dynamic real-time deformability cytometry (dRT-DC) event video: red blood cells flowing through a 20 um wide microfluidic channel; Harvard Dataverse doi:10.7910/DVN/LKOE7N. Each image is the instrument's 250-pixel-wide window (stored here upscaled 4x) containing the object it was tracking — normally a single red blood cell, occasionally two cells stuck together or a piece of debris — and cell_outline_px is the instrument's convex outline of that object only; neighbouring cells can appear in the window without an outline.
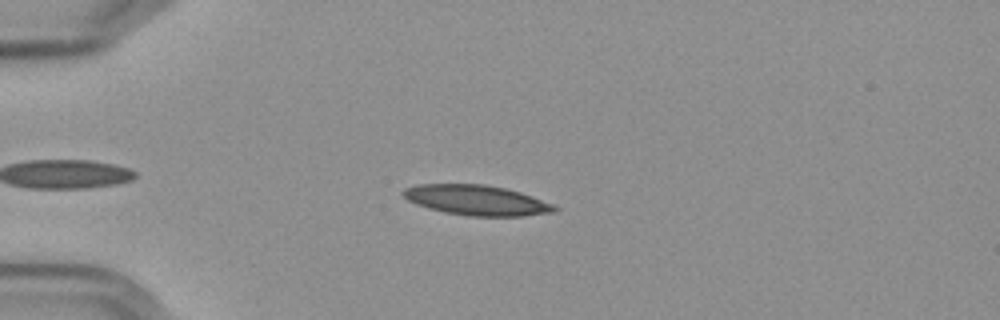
{"species": "Egyptian fruit bat (a non-hibernating species)", "species_latin": "Rousettus aegyptiacus", "temperature_condition": "cold", "stored_images_in_passage": 47, "camera_frame_rate_fps": 3000, "um_per_image_px": 0.085, "frame": {"image": 1, "passage_image": 9, "time_ms": 2.667, "image_size_px": [1000, 320], "cell_outline_px": [[560, 208], [552, 212], [524, 216], [472, 216], [448, 212], [416, 204], [408, 200], [400, 192], [404, 188], [416, 184], [484, 184], [504, 188], [520, 192], [532, 196], [552, 204]], "centroid_in_image_um": [40.51, 17.0], "position_along_channel_um": 44.5, "area_um2": 26.3}}
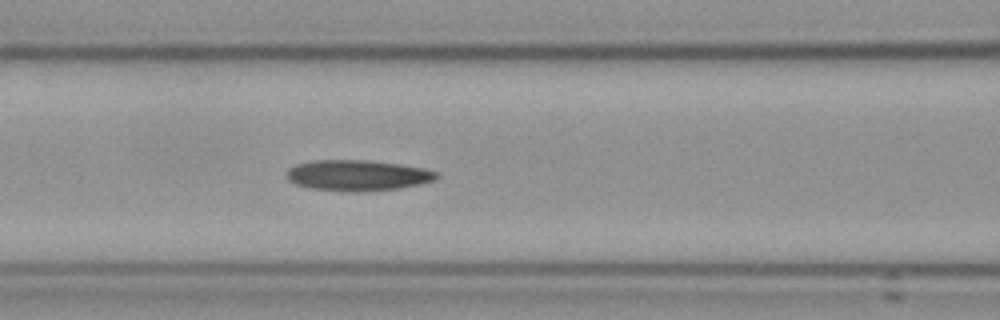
{"frame": {"image": 2, "passage_image": 19, "time_ms": 6.0, "image_size_px": [1000, 320], "cell_outline_px": [[440, 176], [432, 180], [420, 184], [400, 188], [360, 192], [348, 192], [312, 188], [296, 184], [288, 180], [288, 168], [296, 164], [312, 160], [364, 160], [400, 164], [424, 168], [436, 172]], "centroid_in_image_um": [30.39, 14.91], "position_along_channel_um": 136.2, "area_um2": 26.82}}
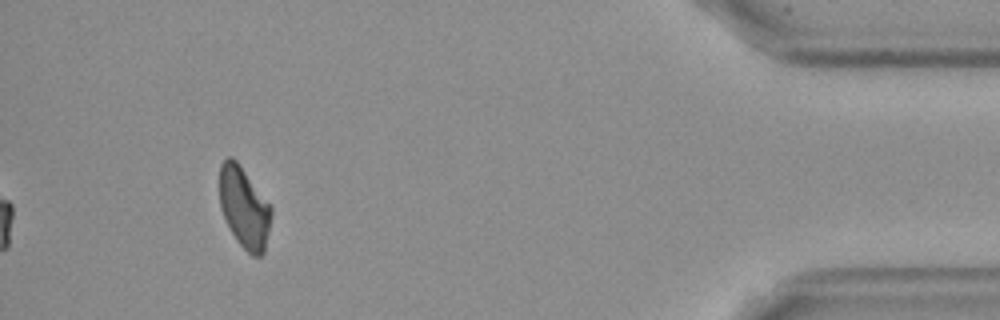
{"frame": {"image": 3, "passage_image": 47, "time_ms": 15.333, "image_size_px": [1000, 320], "cell_outline_px": [[272, 212], [264, 252], [260, 256], [252, 256], [236, 240], [220, 208], [220, 164], [228, 156], [232, 156], [236, 160], [272, 208]], "centroid_in_image_um": [20.74, 17.64], "position_along_channel_um": 414.5, "area_um2": 23.93}, "authors_computed_cell_mechanics": {"area_um2": 26.0678, "velocity_mm_per_s": 3.5847, "shape_relaxation_time_tau1_ms": 6.5998, "shape_relaxation_time_tau2_ms": null, "deformation_change_tau1": 0.1449, "deformation_change_tau2": null}}